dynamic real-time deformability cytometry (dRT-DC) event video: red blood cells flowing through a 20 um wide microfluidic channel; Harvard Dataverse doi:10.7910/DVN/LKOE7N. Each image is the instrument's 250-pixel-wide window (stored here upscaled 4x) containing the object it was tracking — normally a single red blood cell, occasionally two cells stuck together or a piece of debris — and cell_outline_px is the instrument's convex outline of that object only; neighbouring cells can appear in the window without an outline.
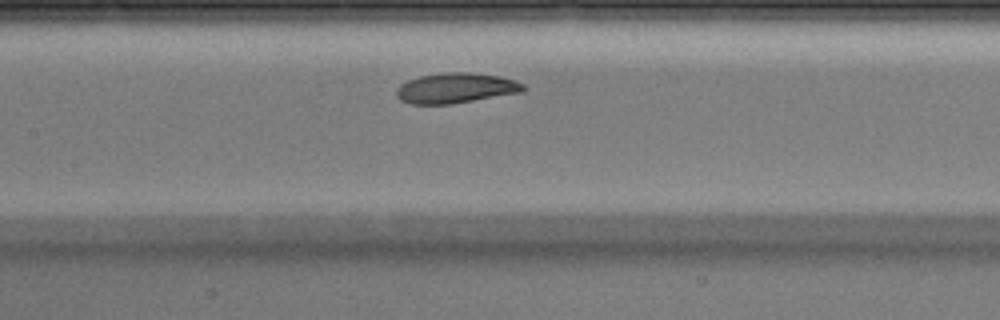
{"species": "Egyptian fruit bat (a non-hibernating species)", "species_latin": "Rousettus aegyptiacus", "temperature_condition": "warm", "stored_images_in_passage": 24, "camera_frame_rate_fps": 3000, "um_per_image_px": 0.085, "animal": {"sex": "male"}, "frame": {"image": 1, "passage_image": 8, "time_ms": 2.333, "image_size_px": [1000, 320], "cell_outline_px": [[528, 88], [524, 92], [452, 104], [412, 104], [400, 100], [396, 96], [396, 88], [400, 84], [408, 80], [420, 76], [444, 72], [468, 72], [500, 76], [524, 84]], "centroid_in_image_um": [38.75, 7.49], "position_along_channel_um": 168.6, "area_um2": 22.54}}
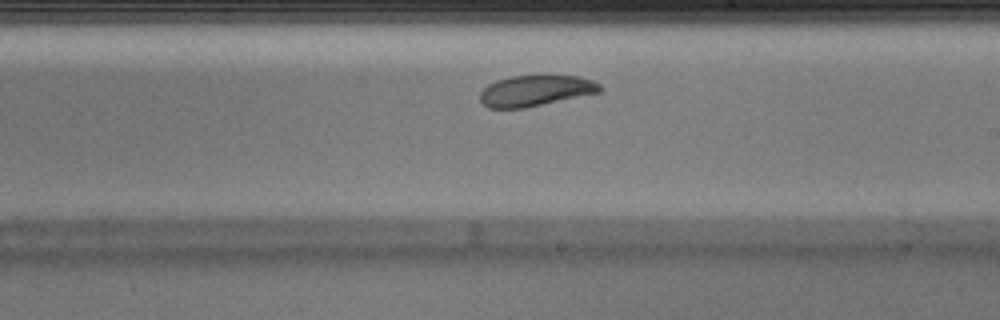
{"frame": {"image": 2, "passage_image": 13, "time_ms": 4.0, "image_size_px": [1000, 320], "cell_outline_px": [[604, 88], [600, 92], [524, 108], [488, 108], [480, 100], [480, 92], [488, 84], [496, 80], [512, 76], [544, 72], [580, 76], [592, 80], [600, 84]], "centroid_in_image_um": [45.56, 7.65], "position_along_channel_um": 243.4, "area_um2": 22.43}}
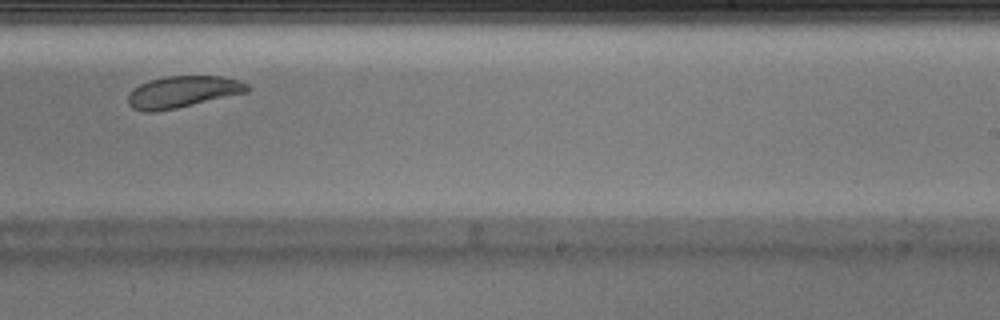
{"frame": {"image": 3, "passage_image": 15, "time_ms": 4.667, "image_size_px": [1000, 320], "cell_outline_px": [[252, 88], [248, 92], [176, 108], [156, 112], [144, 112], [132, 108], [128, 104], [128, 96], [132, 88], [148, 80], [164, 76], [224, 76], [240, 80], [248, 84]], "centroid_in_image_um": [15.53, 7.8], "position_along_channel_um": 273.5, "area_um2": 22.25}}